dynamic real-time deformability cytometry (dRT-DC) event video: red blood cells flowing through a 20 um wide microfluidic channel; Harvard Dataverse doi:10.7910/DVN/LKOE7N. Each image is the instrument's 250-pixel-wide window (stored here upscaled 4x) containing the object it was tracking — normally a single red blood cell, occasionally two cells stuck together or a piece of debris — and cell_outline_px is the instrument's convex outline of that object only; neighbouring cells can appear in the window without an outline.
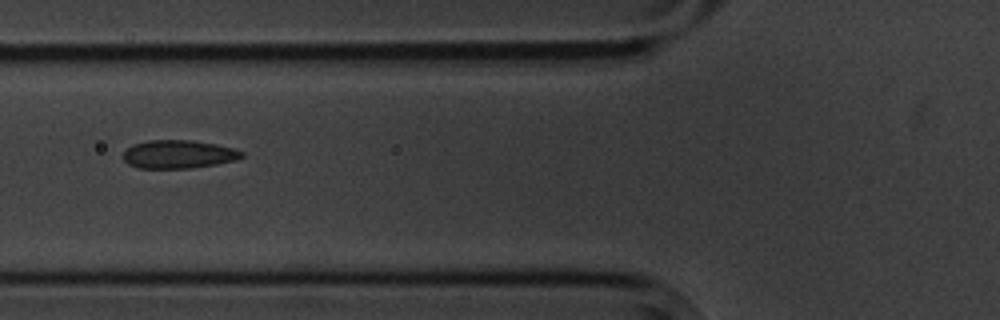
{"species": "common noctule bat (a hibernating species)", "species_latin": "Nyctalus noctula", "temperature_condition": "cold", "stored_images_in_passage": 8, "camera_frame_rate_fps": 3000, "um_per_image_px": 0.085, "animal": {"sex": "male", "body_mass_g": 20.1, "forearm_length_mm": 53.5}, "frame": {"image": 1, "passage_image": 6, "time_ms": 5.667, "image_size_px": [1000, 320], "cell_outline_px": [[244, 156], [236, 160], [216, 164], [192, 168], [136, 168], [128, 164], [124, 160], [124, 152], [132, 144], [148, 140], [192, 140], [216, 144], [232, 148], [244, 152]], "centroid_in_image_um": [15.17, 13.11], "position_along_channel_um": 110.6, "area_um2": 19.59}}
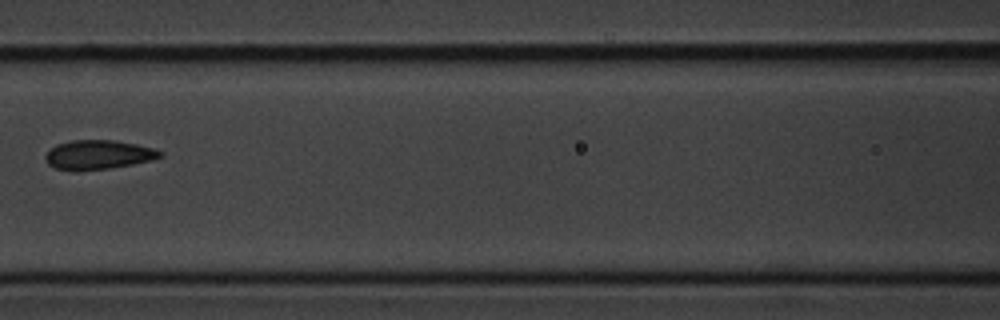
{"frame": {"image": 2, "passage_image": 7, "time_ms": 7.0, "image_size_px": [1000, 320], "cell_outline_px": [[164, 156], [152, 160], [132, 164], [108, 168], [76, 172], [56, 168], [48, 164], [44, 156], [56, 144], [72, 140], [116, 140], [156, 148], [164, 152]], "centroid_in_image_um": [8.38, 13.15], "position_along_channel_um": 158.2, "area_um2": 19.77}}
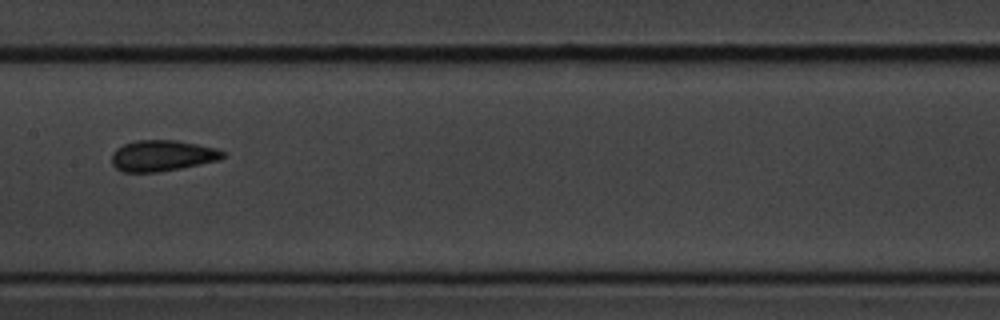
{"frame": {"image": 3, "passage_image": 8, "time_ms": 8.0, "image_size_px": [1000, 320], "cell_outline_px": [[224, 156], [220, 160], [180, 168], [156, 172], [124, 172], [116, 168], [112, 164], [112, 152], [116, 148], [124, 144], [136, 140], [176, 140], [216, 148], [224, 152]], "centroid_in_image_um": [13.77, 13.23], "position_along_channel_um": 193.6, "area_um2": 20.0}}